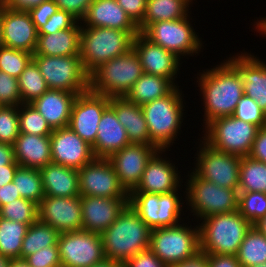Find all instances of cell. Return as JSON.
I'll return each instance as SVG.
<instances>
[{
  "instance_id": "33",
  "label": "cell",
  "mask_w": 266,
  "mask_h": 267,
  "mask_svg": "<svg viewBox=\"0 0 266 267\" xmlns=\"http://www.w3.org/2000/svg\"><path fill=\"white\" fill-rule=\"evenodd\" d=\"M176 85L167 78L143 73L134 83L126 98L137 105L154 101L169 94Z\"/></svg>"
},
{
  "instance_id": "11",
  "label": "cell",
  "mask_w": 266,
  "mask_h": 267,
  "mask_svg": "<svg viewBox=\"0 0 266 267\" xmlns=\"http://www.w3.org/2000/svg\"><path fill=\"white\" fill-rule=\"evenodd\" d=\"M259 127L233 116L209 122L198 136L214 149L239 157L248 156Z\"/></svg>"
},
{
  "instance_id": "63",
  "label": "cell",
  "mask_w": 266,
  "mask_h": 267,
  "mask_svg": "<svg viewBox=\"0 0 266 267\" xmlns=\"http://www.w3.org/2000/svg\"><path fill=\"white\" fill-rule=\"evenodd\" d=\"M9 267H30L24 259H11Z\"/></svg>"
},
{
  "instance_id": "50",
  "label": "cell",
  "mask_w": 266,
  "mask_h": 267,
  "mask_svg": "<svg viewBox=\"0 0 266 267\" xmlns=\"http://www.w3.org/2000/svg\"><path fill=\"white\" fill-rule=\"evenodd\" d=\"M60 10L68 12L78 22H81L94 0H53Z\"/></svg>"
},
{
  "instance_id": "46",
  "label": "cell",
  "mask_w": 266,
  "mask_h": 267,
  "mask_svg": "<svg viewBox=\"0 0 266 267\" xmlns=\"http://www.w3.org/2000/svg\"><path fill=\"white\" fill-rule=\"evenodd\" d=\"M21 103L18 79L0 71V106H19Z\"/></svg>"
},
{
  "instance_id": "31",
  "label": "cell",
  "mask_w": 266,
  "mask_h": 267,
  "mask_svg": "<svg viewBox=\"0 0 266 267\" xmlns=\"http://www.w3.org/2000/svg\"><path fill=\"white\" fill-rule=\"evenodd\" d=\"M81 22L71 28L52 34L38 35L36 50L33 55L72 56L80 55Z\"/></svg>"
},
{
  "instance_id": "28",
  "label": "cell",
  "mask_w": 266,
  "mask_h": 267,
  "mask_svg": "<svg viewBox=\"0 0 266 267\" xmlns=\"http://www.w3.org/2000/svg\"><path fill=\"white\" fill-rule=\"evenodd\" d=\"M13 147L15 161L19 166L40 170L52 163L50 135L20 133Z\"/></svg>"
},
{
  "instance_id": "64",
  "label": "cell",
  "mask_w": 266,
  "mask_h": 267,
  "mask_svg": "<svg viewBox=\"0 0 266 267\" xmlns=\"http://www.w3.org/2000/svg\"><path fill=\"white\" fill-rule=\"evenodd\" d=\"M10 259L0 255V267H9Z\"/></svg>"
},
{
  "instance_id": "32",
  "label": "cell",
  "mask_w": 266,
  "mask_h": 267,
  "mask_svg": "<svg viewBox=\"0 0 266 267\" xmlns=\"http://www.w3.org/2000/svg\"><path fill=\"white\" fill-rule=\"evenodd\" d=\"M193 4V0H147L146 12L138 29L142 32L149 24L158 21L185 18L193 12Z\"/></svg>"
},
{
  "instance_id": "51",
  "label": "cell",
  "mask_w": 266,
  "mask_h": 267,
  "mask_svg": "<svg viewBox=\"0 0 266 267\" xmlns=\"http://www.w3.org/2000/svg\"><path fill=\"white\" fill-rule=\"evenodd\" d=\"M122 267H168L150 249L141 251L128 259Z\"/></svg>"
},
{
  "instance_id": "18",
  "label": "cell",
  "mask_w": 266,
  "mask_h": 267,
  "mask_svg": "<svg viewBox=\"0 0 266 267\" xmlns=\"http://www.w3.org/2000/svg\"><path fill=\"white\" fill-rule=\"evenodd\" d=\"M109 101L110 97L88 90L78 94L73 103L68 126L91 146L95 144L98 124Z\"/></svg>"
},
{
  "instance_id": "35",
  "label": "cell",
  "mask_w": 266,
  "mask_h": 267,
  "mask_svg": "<svg viewBox=\"0 0 266 267\" xmlns=\"http://www.w3.org/2000/svg\"><path fill=\"white\" fill-rule=\"evenodd\" d=\"M30 225L0 217V255L20 258L22 242Z\"/></svg>"
},
{
  "instance_id": "13",
  "label": "cell",
  "mask_w": 266,
  "mask_h": 267,
  "mask_svg": "<svg viewBox=\"0 0 266 267\" xmlns=\"http://www.w3.org/2000/svg\"><path fill=\"white\" fill-rule=\"evenodd\" d=\"M48 89L81 94L89 90V74L85 71L80 55H33Z\"/></svg>"
},
{
  "instance_id": "34",
  "label": "cell",
  "mask_w": 266,
  "mask_h": 267,
  "mask_svg": "<svg viewBox=\"0 0 266 267\" xmlns=\"http://www.w3.org/2000/svg\"><path fill=\"white\" fill-rule=\"evenodd\" d=\"M59 235L60 233L52 226L37 219L28 227L22 242L20 259H25L44 247L58 246Z\"/></svg>"
},
{
  "instance_id": "37",
  "label": "cell",
  "mask_w": 266,
  "mask_h": 267,
  "mask_svg": "<svg viewBox=\"0 0 266 267\" xmlns=\"http://www.w3.org/2000/svg\"><path fill=\"white\" fill-rule=\"evenodd\" d=\"M238 192L266 193V163L241 157Z\"/></svg>"
},
{
  "instance_id": "38",
  "label": "cell",
  "mask_w": 266,
  "mask_h": 267,
  "mask_svg": "<svg viewBox=\"0 0 266 267\" xmlns=\"http://www.w3.org/2000/svg\"><path fill=\"white\" fill-rule=\"evenodd\" d=\"M13 182L21 198L29 199L39 204L45 197L42 175L39 169L19 166Z\"/></svg>"
},
{
  "instance_id": "26",
  "label": "cell",
  "mask_w": 266,
  "mask_h": 267,
  "mask_svg": "<svg viewBox=\"0 0 266 267\" xmlns=\"http://www.w3.org/2000/svg\"><path fill=\"white\" fill-rule=\"evenodd\" d=\"M130 144L123 125L118 121L115 111L109 106L98 124L97 137L92 150L95 158L108 159L113 153Z\"/></svg>"
},
{
  "instance_id": "3",
  "label": "cell",
  "mask_w": 266,
  "mask_h": 267,
  "mask_svg": "<svg viewBox=\"0 0 266 267\" xmlns=\"http://www.w3.org/2000/svg\"><path fill=\"white\" fill-rule=\"evenodd\" d=\"M151 228L128 204L118 218L101 233L106 259L123 265L150 247Z\"/></svg>"
},
{
  "instance_id": "1",
  "label": "cell",
  "mask_w": 266,
  "mask_h": 267,
  "mask_svg": "<svg viewBox=\"0 0 266 267\" xmlns=\"http://www.w3.org/2000/svg\"><path fill=\"white\" fill-rule=\"evenodd\" d=\"M218 64L198 70L194 75L196 93L201 101L202 130L212 120L232 116L236 105L244 94L243 82L238 70L224 58ZM202 71V72H201ZM196 76V77H195ZM196 82V83H195ZM197 85V86H196ZM203 121V123H202Z\"/></svg>"
},
{
  "instance_id": "45",
  "label": "cell",
  "mask_w": 266,
  "mask_h": 267,
  "mask_svg": "<svg viewBox=\"0 0 266 267\" xmlns=\"http://www.w3.org/2000/svg\"><path fill=\"white\" fill-rule=\"evenodd\" d=\"M233 117L260 127L266 126V113L254 99L243 94L236 105Z\"/></svg>"
},
{
  "instance_id": "66",
  "label": "cell",
  "mask_w": 266,
  "mask_h": 267,
  "mask_svg": "<svg viewBox=\"0 0 266 267\" xmlns=\"http://www.w3.org/2000/svg\"><path fill=\"white\" fill-rule=\"evenodd\" d=\"M7 0H0V7L5 6Z\"/></svg>"
},
{
  "instance_id": "47",
  "label": "cell",
  "mask_w": 266,
  "mask_h": 267,
  "mask_svg": "<svg viewBox=\"0 0 266 267\" xmlns=\"http://www.w3.org/2000/svg\"><path fill=\"white\" fill-rule=\"evenodd\" d=\"M30 267H62L58 246H48L24 259Z\"/></svg>"
},
{
  "instance_id": "27",
  "label": "cell",
  "mask_w": 266,
  "mask_h": 267,
  "mask_svg": "<svg viewBox=\"0 0 266 267\" xmlns=\"http://www.w3.org/2000/svg\"><path fill=\"white\" fill-rule=\"evenodd\" d=\"M78 94L48 89L31 104L45 118L52 130L67 127Z\"/></svg>"
},
{
  "instance_id": "19",
  "label": "cell",
  "mask_w": 266,
  "mask_h": 267,
  "mask_svg": "<svg viewBox=\"0 0 266 267\" xmlns=\"http://www.w3.org/2000/svg\"><path fill=\"white\" fill-rule=\"evenodd\" d=\"M158 151L154 145L130 143L108 158L128 194L137 187L147 163Z\"/></svg>"
},
{
  "instance_id": "56",
  "label": "cell",
  "mask_w": 266,
  "mask_h": 267,
  "mask_svg": "<svg viewBox=\"0 0 266 267\" xmlns=\"http://www.w3.org/2000/svg\"><path fill=\"white\" fill-rule=\"evenodd\" d=\"M46 0H7L5 7L12 10L28 11Z\"/></svg>"
},
{
  "instance_id": "12",
  "label": "cell",
  "mask_w": 266,
  "mask_h": 267,
  "mask_svg": "<svg viewBox=\"0 0 266 267\" xmlns=\"http://www.w3.org/2000/svg\"><path fill=\"white\" fill-rule=\"evenodd\" d=\"M194 141L196 152L190 168L202 179L222 188L238 189L241 157L218 151L208 145L200 136ZM198 144V145H197Z\"/></svg>"
},
{
  "instance_id": "43",
  "label": "cell",
  "mask_w": 266,
  "mask_h": 267,
  "mask_svg": "<svg viewBox=\"0 0 266 267\" xmlns=\"http://www.w3.org/2000/svg\"><path fill=\"white\" fill-rule=\"evenodd\" d=\"M238 211L253 225L266 215V193L239 192Z\"/></svg>"
},
{
  "instance_id": "17",
  "label": "cell",
  "mask_w": 266,
  "mask_h": 267,
  "mask_svg": "<svg viewBox=\"0 0 266 267\" xmlns=\"http://www.w3.org/2000/svg\"><path fill=\"white\" fill-rule=\"evenodd\" d=\"M132 48L138 55L144 73L162 76L179 86L181 81L179 79L182 78L180 76V69L183 67L182 63H187L185 59L182 61L172 52L153 43L141 32L134 37Z\"/></svg>"
},
{
  "instance_id": "55",
  "label": "cell",
  "mask_w": 266,
  "mask_h": 267,
  "mask_svg": "<svg viewBox=\"0 0 266 267\" xmlns=\"http://www.w3.org/2000/svg\"><path fill=\"white\" fill-rule=\"evenodd\" d=\"M19 198H21V196L19 191H17L14 182L8 183L0 187V207Z\"/></svg>"
},
{
  "instance_id": "52",
  "label": "cell",
  "mask_w": 266,
  "mask_h": 267,
  "mask_svg": "<svg viewBox=\"0 0 266 267\" xmlns=\"http://www.w3.org/2000/svg\"><path fill=\"white\" fill-rule=\"evenodd\" d=\"M131 20L139 26L146 12L147 0H116Z\"/></svg>"
},
{
  "instance_id": "23",
  "label": "cell",
  "mask_w": 266,
  "mask_h": 267,
  "mask_svg": "<svg viewBox=\"0 0 266 267\" xmlns=\"http://www.w3.org/2000/svg\"><path fill=\"white\" fill-rule=\"evenodd\" d=\"M2 45L34 54L38 30L27 11L1 7Z\"/></svg>"
},
{
  "instance_id": "42",
  "label": "cell",
  "mask_w": 266,
  "mask_h": 267,
  "mask_svg": "<svg viewBox=\"0 0 266 267\" xmlns=\"http://www.w3.org/2000/svg\"><path fill=\"white\" fill-rule=\"evenodd\" d=\"M33 59V54L2 45L0 47V71L6 72L17 78L24 71L29 62Z\"/></svg>"
},
{
  "instance_id": "22",
  "label": "cell",
  "mask_w": 266,
  "mask_h": 267,
  "mask_svg": "<svg viewBox=\"0 0 266 267\" xmlns=\"http://www.w3.org/2000/svg\"><path fill=\"white\" fill-rule=\"evenodd\" d=\"M239 52L230 53L226 59L241 75L244 95L254 99L266 113V58L255 55L251 49L250 52L245 49Z\"/></svg>"
},
{
  "instance_id": "29",
  "label": "cell",
  "mask_w": 266,
  "mask_h": 267,
  "mask_svg": "<svg viewBox=\"0 0 266 267\" xmlns=\"http://www.w3.org/2000/svg\"><path fill=\"white\" fill-rule=\"evenodd\" d=\"M109 106L125 128L130 143L153 145L140 105L130 102L126 97H110Z\"/></svg>"
},
{
  "instance_id": "4",
  "label": "cell",
  "mask_w": 266,
  "mask_h": 267,
  "mask_svg": "<svg viewBox=\"0 0 266 267\" xmlns=\"http://www.w3.org/2000/svg\"><path fill=\"white\" fill-rule=\"evenodd\" d=\"M184 167L187 171L184 175L187 218L198 222L214 214L238 211V189L222 188L200 178L191 168Z\"/></svg>"
},
{
  "instance_id": "53",
  "label": "cell",
  "mask_w": 266,
  "mask_h": 267,
  "mask_svg": "<svg viewBox=\"0 0 266 267\" xmlns=\"http://www.w3.org/2000/svg\"><path fill=\"white\" fill-rule=\"evenodd\" d=\"M248 156L266 163V126L259 128Z\"/></svg>"
},
{
  "instance_id": "49",
  "label": "cell",
  "mask_w": 266,
  "mask_h": 267,
  "mask_svg": "<svg viewBox=\"0 0 266 267\" xmlns=\"http://www.w3.org/2000/svg\"><path fill=\"white\" fill-rule=\"evenodd\" d=\"M58 10L59 7L53 0H46L38 6L29 9L27 12L38 30L41 26L45 25L49 18Z\"/></svg>"
},
{
  "instance_id": "61",
  "label": "cell",
  "mask_w": 266,
  "mask_h": 267,
  "mask_svg": "<svg viewBox=\"0 0 266 267\" xmlns=\"http://www.w3.org/2000/svg\"><path fill=\"white\" fill-rule=\"evenodd\" d=\"M252 226L266 237V215L257 220Z\"/></svg>"
},
{
  "instance_id": "36",
  "label": "cell",
  "mask_w": 266,
  "mask_h": 267,
  "mask_svg": "<svg viewBox=\"0 0 266 267\" xmlns=\"http://www.w3.org/2000/svg\"><path fill=\"white\" fill-rule=\"evenodd\" d=\"M242 267L266 263V237L255 227H251L236 254Z\"/></svg>"
},
{
  "instance_id": "67",
  "label": "cell",
  "mask_w": 266,
  "mask_h": 267,
  "mask_svg": "<svg viewBox=\"0 0 266 267\" xmlns=\"http://www.w3.org/2000/svg\"><path fill=\"white\" fill-rule=\"evenodd\" d=\"M250 267H266V263L260 264V265H256V266H250Z\"/></svg>"
},
{
  "instance_id": "30",
  "label": "cell",
  "mask_w": 266,
  "mask_h": 267,
  "mask_svg": "<svg viewBox=\"0 0 266 267\" xmlns=\"http://www.w3.org/2000/svg\"><path fill=\"white\" fill-rule=\"evenodd\" d=\"M45 196H80L78 170L50 163L40 169Z\"/></svg>"
},
{
  "instance_id": "57",
  "label": "cell",
  "mask_w": 266,
  "mask_h": 267,
  "mask_svg": "<svg viewBox=\"0 0 266 267\" xmlns=\"http://www.w3.org/2000/svg\"><path fill=\"white\" fill-rule=\"evenodd\" d=\"M171 267H208L207 254L200 251L195 256Z\"/></svg>"
},
{
  "instance_id": "59",
  "label": "cell",
  "mask_w": 266,
  "mask_h": 267,
  "mask_svg": "<svg viewBox=\"0 0 266 267\" xmlns=\"http://www.w3.org/2000/svg\"><path fill=\"white\" fill-rule=\"evenodd\" d=\"M18 167L19 165H5L0 167V187L13 182Z\"/></svg>"
},
{
  "instance_id": "58",
  "label": "cell",
  "mask_w": 266,
  "mask_h": 267,
  "mask_svg": "<svg viewBox=\"0 0 266 267\" xmlns=\"http://www.w3.org/2000/svg\"><path fill=\"white\" fill-rule=\"evenodd\" d=\"M5 165H19L15 161L13 145L0 143V167Z\"/></svg>"
},
{
  "instance_id": "39",
  "label": "cell",
  "mask_w": 266,
  "mask_h": 267,
  "mask_svg": "<svg viewBox=\"0 0 266 267\" xmlns=\"http://www.w3.org/2000/svg\"><path fill=\"white\" fill-rule=\"evenodd\" d=\"M18 85L22 103H32L48 90L45 79L33 59L18 77Z\"/></svg>"
},
{
  "instance_id": "25",
  "label": "cell",
  "mask_w": 266,
  "mask_h": 267,
  "mask_svg": "<svg viewBox=\"0 0 266 267\" xmlns=\"http://www.w3.org/2000/svg\"><path fill=\"white\" fill-rule=\"evenodd\" d=\"M82 27H106L128 31L135 37L140 31L116 0H94L86 16L81 21Z\"/></svg>"
},
{
  "instance_id": "41",
  "label": "cell",
  "mask_w": 266,
  "mask_h": 267,
  "mask_svg": "<svg viewBox=\"0 0 266 267\" xmlns=\"http://www.w3.org/2000/svg\"><path fill=\"white\" fill-rule=\"evenodd\" d=\"M0 217L31 225L38 219V204L25 198L13 200L0 207Z\"/></svg>"
},
{
  "instance_id": "60",
  "label": "cell",
  "mask_w": 266,
  "mask_h": 267,
  "mask_svg": "<svg viewBox=\"0 0 266 267\" xmlns=\"http://www.w3.org/2000/svg\"><path fill=\"white\" fill-rule=\"evenodd\" d=\"M257 19L254 18V20H252V24H250L252 26V30H254V34H256V36L258 37V33L259 36L261 37H265L266 38V16L264 17H256Z\"/></svg>"
},
{
  "instance_id": "21",
  "label": "cell",
  "mask_w": 266,
  "mask_h": 267,
  "mask_svg": "<svg viewBox=\"0 0 266 267\" xmlns=\"http://www.w3.org/2000/svg\"><path fill=\"white\" fill-rule=\"evenodd\" d=\"M38 219L59 233L82 230L81 196H45L38 204Z\"/></svg>"
},
{
  "instance_id": "9",
  "label": "cell",
  "mask_w": 266,
  "mask_h": 267,
  "mask_svg": "<svg viewBox=\"0 0 266 267\" xmlns=\"http://www.w3.org/2000/svg\"><path fill=\"white\" fill-rule=\"evenodd\" d=\"M190 220L187 218L178 225L151 231L149 249L168 267L200 252L198 222Z\"/></svg>"
},
{
  "instance_id": "8",
  "label": "cell",
  "mask_w": 266,
  "mask_h": 267,
  "mask_svg": "<svg viewBox=\"0 0 266 267\" xmlns=\"http://www.w3.org/2000/svg\"><path fill=\"white\" fill-rule=\"evenodd\" d=\"M194 13L189 16L177 20L158 21L149 24L141 33L151 40L153 43L158 44L167 51L172 52L181 60L189 59L190 57L200 56L204 50L203 36L199 35V30L194 29L192 17Z\"/></svg>"
},
{
  "instance_id": "7",
  "label": "cell",
  "mask_w": 266,
  "mask_h": 267,
  "mask_svg": "<svg viewBox=\"0 0 266 267\" xmlns=\"http://www.w3.org/2000/svg\"><path fill=\"white\" fill-rule=\"evenodd\" d=\"M144 73L133 48L99 65L89 74V90L108 97H125Z\"/></svg>"
},
{
  "instance_id": "24",
  "label": "cell",
  "mask_w": 266,
  "mask_h": 267,
  "mask_svg": "<svg viewBox=\"0 0 266 267\" xmlns=\"http://www.w3.org/2000/svg\"><path fill=\"white\" fill-rule=\"evenodd\" d=\"M128 205V198L81 196L82 230L101 234Z\"/></svg>"
},
{
  "instance_id": "20",
  "label": "cell",
  "mask_w": 266,
  "mask_h": 267,
  "mask_svg": "<svg viewBox=\"0 0 266 267\" xmlns=\"http://www.w3.org/2000/svg\"><path fill=\"white\" fill-rule=\"evenodd\" d=\"M50 144L52 163L78 170L95 159L92 146L69 126L53 130Z\"/></svg>"
},
{
  "instance_id": "62",
  "label": "cell",
  "mask_w": 266,
  "mask_h": 267,
  "mask_svg": "<svg viewBox=\"0 0 266 267\" xmlns=\"http://www.w3.org/2000/svg\"><path fill=\"white\" fill-rule=\"evenodd\" d=\"M91 267H122V265L118 262L105 258L103 261L96 263Z\"/></svg>"
},
{
  "instance_id": "48",
  "label": "cell",
  "mask_w": 266,
  "mask_h": 267,
  "mask_svg": "<svg viewBox=\"0 0 266 267\" xmlns=\"http://www.w3.org/2000/svg\"><path fill=\"white\" fill-rule=\"evenodd\" d=\"M77 20L72 17L68 12L64 10H58L53 14L47 23L38 29V35L40 34H52L60 30H66L71 28Z\"/></svg>"
},
{
  "instance_id": "2",
  "label": "cell",
  "mask_w": 266,
  "mask_h": 267,
  "mask_svg": "<svg viewBox=\"0 0 266 267\" xmlns=\"http://www.w3.org/2000/svg\"><path fill=\"white\" fill-rule=\"evenodd\" d=\"M182 89L181 85L176 86L164 97L141 106L151 143L159 150L173 152L171 148L179 144L176 141L181 138L183 133L181 129L187 123L188 110L186 109L189 107L186 106L187 98Z\"/></svg>"
},
{
  "instance_id": "54",
  "label": "cell",
  "mask_w": 266,
  "mask_h": 267,
  "mask_svg": "<svg viewBox=\"0 0 266 267\" xmlns=\"http://www.w3.org/2000/svg\"><path fill=\"white\" fill-rule=\"evenodd\" d=\"M208 267H242L236 255L207 254Z\"/></svg>"
},
{
  "instance_id": "44",
  "label": "cell",
  "mask_w": 266,
  "mask_h": 267,
  "mask_svg": "<svg viewBox=\"0 0 266 267\" xmlns=\"http://www.w3.org/2000/svg\"><path fill=\"white\" fill-rule=\"evenodd\" d=\"M19 134L18 106H0V143L13 145Z\"/></svg>"
},
{
  "instance_id": "5",
  "label": "cell",
  "mask_w": 266,
  "mask_h": 267,
  "mask_svg": "<svg viewBox=\"0 0 266 267\" xmlns=\"http://www.w3.org/2000/svg\"><path fill=\"white\" fill-rule=\"evenodd\" d=\"M200 251L236 255L252 224L239 211L214 214L198 221Z\"/></svg>"
},
{
  "instance_id": "15",
  "label": "cell",
  "mask_w": 266,
  "mask_h": 267,
  "mask_svg": "<svg viewBox=\"0 0 266 267\" xmlns=\"http://www.w3.org/2000/svg\"><path fill=\"white\" fill-rule=\"evenodd\" d=\"M168 153V150H159L150 159L137 187L132 192L163 194L175 191L183 185L185 174L181 175L183 171L179 168H183L184 165L178 162L179 158H176L177 163L175 157L169 158ZM179 165L181 167H178Z\"/></svg>"
},
{
  "instance_id": "40",
  "label": "cell",
  "mask_w": 266,
  "mask_h": 267,
  "mask_svg": "<svg viewBox=\"0 0 266 267\" xmlns=\"http://www.w3.org/2000/svg\"><path fill=\"white\" fill-rule=\"evenodd\" d=\"M18 120L20 133L45 136L53 131L31 103H21L18 106Z\"/></svg>"
},
{
  "instance_id": "14",
  "label": "cell",
  "mask_w": 266,
  "mask_h": 267,
  "mask_svg": "<svg viewBox=\"0 0 266 267\" xmlns=\"http://www.w3.org/2000/svg\"><path fill=\"white\" fill-rule=\"evenodd\" d=\"M57 245L62 267H91L105 259L99 233L85 230L63 232Z\"/></svg>"
},
{
  "instance_id": "6",
  "label": "cell",
  "mask_w": 266,
  "mask_h": 267,
  "mask_svg": "<svg viewBox=\"0 0 266 267\" xmlns=\"http://www.w3.org/2000/svg\"><path fill=\"white\" fill-rule=\"evenodd\" d=\"M184 199L185 185L183 183L180 188L170 193L131 192L128 204L152 230L172 227L187 219L186 210H184L186 200Z\"/></svg>"
},
{
  "instance_id": "10",
  "label": "cell",
  "mask_w": 266,
  "mask_h": 267,
  "mask_svg": "<svg viewBox=\"0 0 266 267\" xmlns=\"http://www.w3.org/2000/svg\"><path fill=\"white\" fill-rule=\"evenodd\" d=\"M134 37L128 31L106 27H82L80 58L90 74L99 65L132 49Z\"/></svg>"
},
{
  "instance_id": "65",
  "label": "cell",
  "mask_w": 266,
  "mask_h": 267,
  "mask_svg": "<svg viewBox=\"0 0 266 267\" xmlns=\"http://www.w3.org/2000/svg\"><path fill=\"white\" fill-rule=\"evenodd\" d=\"M2 46V37H1V7H0V47Z\"/></svg>"
},
{
  "instance_id": "16",
  "label": "cell",
  "mask_w": 266,
  "mask_h": 267,
  "mask_svg": "<svg viewBox=\"0 0 266 267\" xmlns=\"http://www.w3.org/2000/svg\"><path fill=\"white\" fill-rule=\"evenodd\" d=\"M78 176L80 196L129 197L108 159L95 158L92 162L78 169Z\"/></svg>"
}]
</instances>
